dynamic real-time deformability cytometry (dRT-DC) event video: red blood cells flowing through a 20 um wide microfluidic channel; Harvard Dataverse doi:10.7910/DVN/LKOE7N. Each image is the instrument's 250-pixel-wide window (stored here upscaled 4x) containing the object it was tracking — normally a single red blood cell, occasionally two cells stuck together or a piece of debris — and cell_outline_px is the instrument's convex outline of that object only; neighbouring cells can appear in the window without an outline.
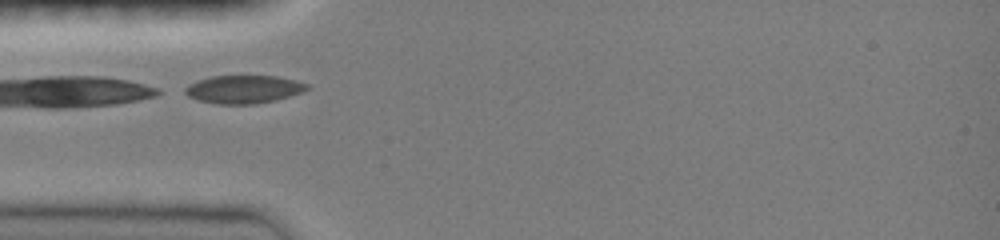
{"species": "common noctule bat (a hibernating species)", "species_latin": "Nyctalus noctula", "temperature_condition": "room temperature", "stored_images_in_passage": 13, "camera_frame_rate_fps": 3000, "um_per_image_px": 0.085, "animal": {"sex": "female", "body_mass_g": 19.0, "forearm_length_mm": 51.5}, "frame": {"image": 1, "passage_image": 1, "time_ms": 0.0, "image_size_px": [1000, 240], "cell_outline_px": [[312, 88], [276, 100], [252, 104], [216, 104], [200, 100], [188, 96], [184, 92], [184, 88], [188, 84], [212, 76], [276, 76], [296, 80], [308, 84]], "centroid_in_image_um": [20.72, 7.59], "position_along_channel_um": 64.3, "area_um2": 19.83}}